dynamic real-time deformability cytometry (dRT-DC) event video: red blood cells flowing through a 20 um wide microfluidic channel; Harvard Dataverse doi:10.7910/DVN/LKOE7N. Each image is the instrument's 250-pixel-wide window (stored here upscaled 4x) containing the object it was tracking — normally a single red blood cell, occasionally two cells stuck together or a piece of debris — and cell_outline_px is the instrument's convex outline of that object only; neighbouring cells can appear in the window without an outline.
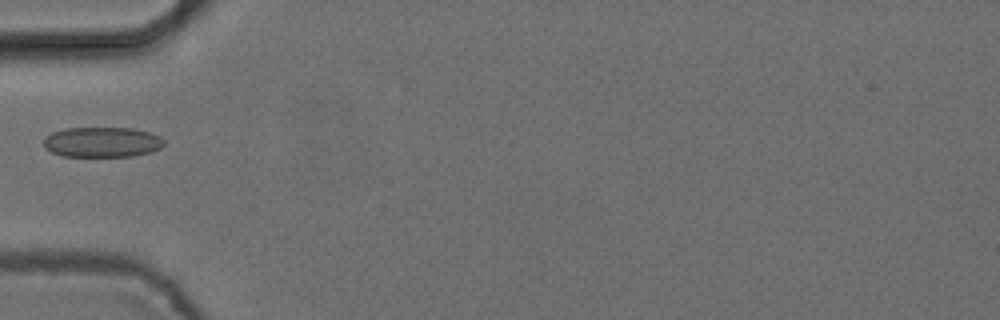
{"species": "common noctule bat (a hibernating species)", "species_latin": "Nyctalus noctula", "temperature_condition": "cold", "stored_images_in_passage": 5, "camera_frame_rate_fps": 3000, "um_per_image_px": 0.085, "animal": {"sex": "female", "body_mass_g": 24.6, "forearm_length_mm": 56.2}, "frame": {"image": 1, "passage_image": 5, "time_ms": 1.333, "image_size_px": [1000, 320], "cell_outline_px": [[164, 144], [160, 148], [148, 152], [132, 156], [64, 156], [52, 152], [44, 148], [44, 136], [52, 132], [64, 128], [132, 128], [148, 132], [160, 136], [164, 140]], "centroid_in_image_um": [8.65, 12.07], "position_along_channel_um": 76.4, "area_um2": 21.15}}